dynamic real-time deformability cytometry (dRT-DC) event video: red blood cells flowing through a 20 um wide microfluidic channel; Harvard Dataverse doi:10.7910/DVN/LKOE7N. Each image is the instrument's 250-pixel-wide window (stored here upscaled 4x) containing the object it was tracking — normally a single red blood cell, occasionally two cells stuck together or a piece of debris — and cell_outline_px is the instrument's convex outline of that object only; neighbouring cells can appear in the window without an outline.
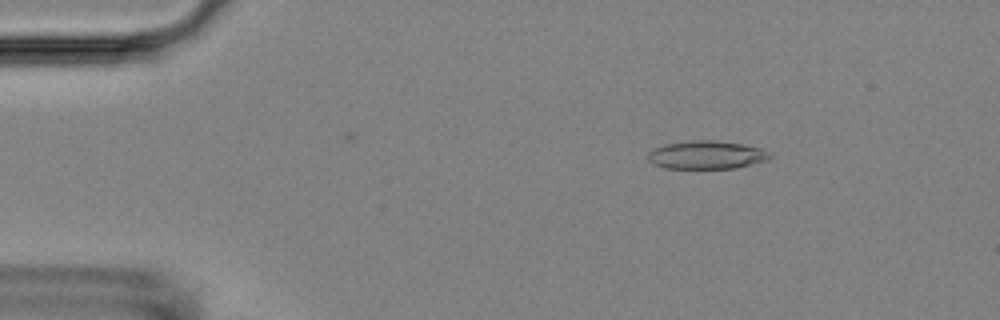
{"species": "Egyptian fruit bat (a non-hibernating species)", "species_latin": "Rousettus aegyptiacus", "temperature_condition": "room temperature", "stored_images_in_passage": 15, "camera_frame_rate_fps": 3000, "um_per_image_px": 0.085, "animal": {"sex": "female"}, "frame": {"image": 1, "passage_image": 3, "time_ms": 0.667, "image_size_px": [1000, 320], "cell_outline_px": [[772, 156], [768, 160], [736, 168], [664, 168], [648, 160], [648, 152], [652, 148], [664, 144], [692, 140], [712, 140], [744, 144], [764, 148], [772, 152]], "centroid_in_image_um": [60.1, 13.16], "position_along_channel_um": 24.9, "area_um2": 20.29}}
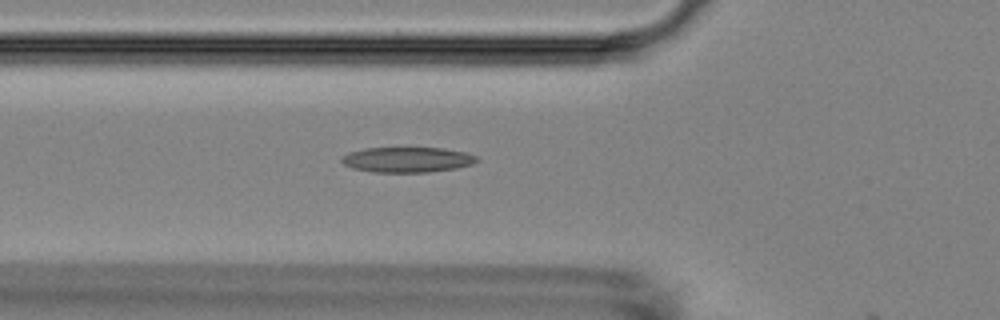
{"frame": {"image": 2, "passage_image": 14, "time_ms": 4.333, "image_size_px": [1000, 320], "cell_outline_px": [[480, 160], [472, 164], [456, 168], [428, 172], [376, 172], [352, 168], [344, 164], [340, 160], [348, 152], [364, 148], [444, 148], [464, 152], [476, 156]], "centroid_in_image_um": [34.62, 13.57], "position_along_channel_um": 91.2, "area_um2": 19.83}}